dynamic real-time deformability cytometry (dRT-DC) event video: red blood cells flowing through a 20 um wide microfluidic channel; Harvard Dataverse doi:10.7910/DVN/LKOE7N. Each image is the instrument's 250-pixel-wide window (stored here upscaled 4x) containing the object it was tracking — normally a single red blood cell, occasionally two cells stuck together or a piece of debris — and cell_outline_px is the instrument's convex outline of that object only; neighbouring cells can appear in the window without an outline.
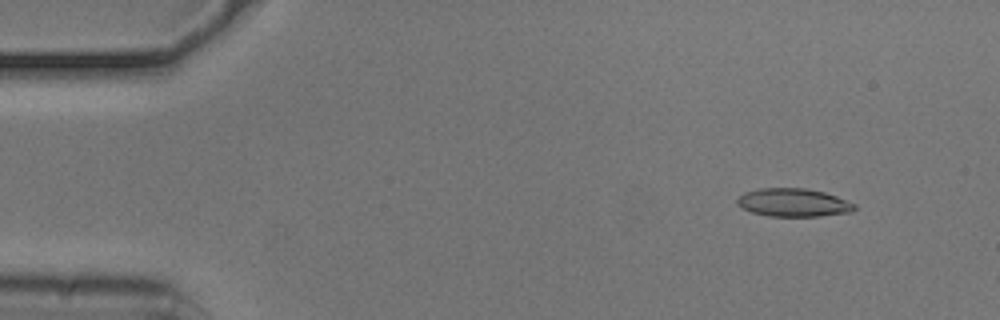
{"species": "common noctule bat (a hibernating species)", "species_latin": "Nyctalus noctula", "temperature_condition": "cold", "stored_images_in_passage": 12, "camera_frame_rate_fps": 3000, "um_per_image_px": 0.085, "animal": {"sex": "male", "body_mass_g": 20.5, "forearm_length_mm": 52.5}, "frame": {"image": 1, "passage_image": 6, "time_ms": 1.667, "image_size_px": [1000, 320], "cell_outline_px": [[856, 208], [852, 212], [820, 216], [768, 216], [752, 212], [736, 204], [736, 200], [744, 192], [760, 188], [804, 188], [824, 192], [836, 196], [856, 204]], "centroid_in_image_um": [67.45, 17.22], "position_along_channel_um": 17.6, "area_um2": 19.25}}